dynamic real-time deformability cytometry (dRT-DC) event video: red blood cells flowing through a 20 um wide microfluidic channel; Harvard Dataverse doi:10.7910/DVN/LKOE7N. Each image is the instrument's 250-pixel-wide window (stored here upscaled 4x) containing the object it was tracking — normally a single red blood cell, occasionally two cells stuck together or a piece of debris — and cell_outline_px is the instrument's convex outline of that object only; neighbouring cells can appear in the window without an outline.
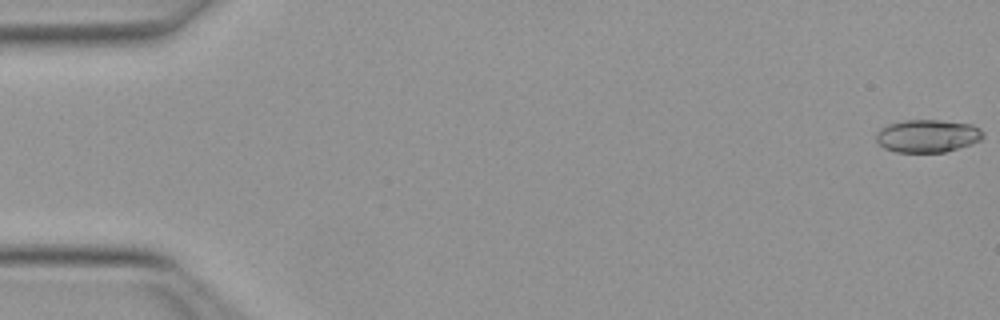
{"species": "Egyptian fruit bat (a non-hibernating species)", "species_latin": "Rousettus aegyptiacus", "temperature_condition": "warm", "stored_images_in_passage": 51, "camera_frame_rate_fps": 3000, "um_per_image_px": 0.085, "animal": {"sex": "female"}, "frame": {"image": 1, "passage_image": 1, "time_ms": 0.0, "image_size_px": [1000, 320], "cell_outline_px": [[984, 136], [980, 140], [972, 144], [944, 152], [896, 152], [884, 148], [876, 140], [876, 132], [880, 128], [888, 124], [904, 120], [940, 120], [972, 124], [980, 128], [984, 132]], "centroid_in_image_um": [78.85, 11.55], "position_along_channel_um": 6.2, "area_um2": 20.58}}
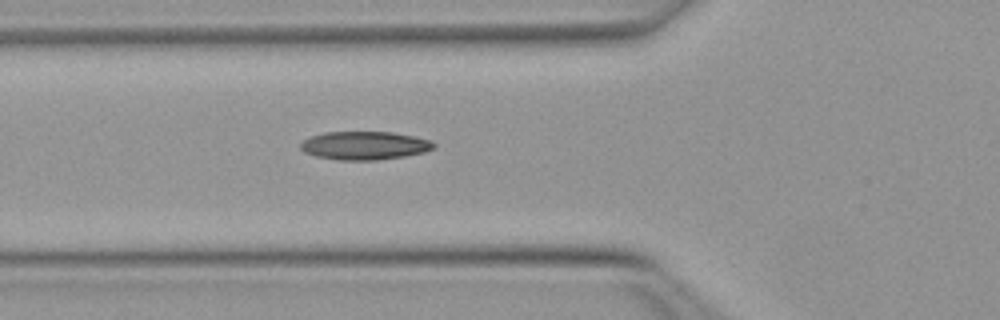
{"frame": {"image": 2, "passage_image": 19, "time_ms": 6.0, "image_size_px": [1000, 320], "cell_outline_px": [[436, 148], [424, 152], [404, 156], [376, 160], [336, 160], [316, 156], [304, 152], [300, 148], [300, 140], [308, 136], [324, 132], [392, 132], [432, 140], [436, 144]], "centroid_in_image_um": [30.95, 12.36], "position_along_channel_um": 94.8, "area_um2": 22.25}}
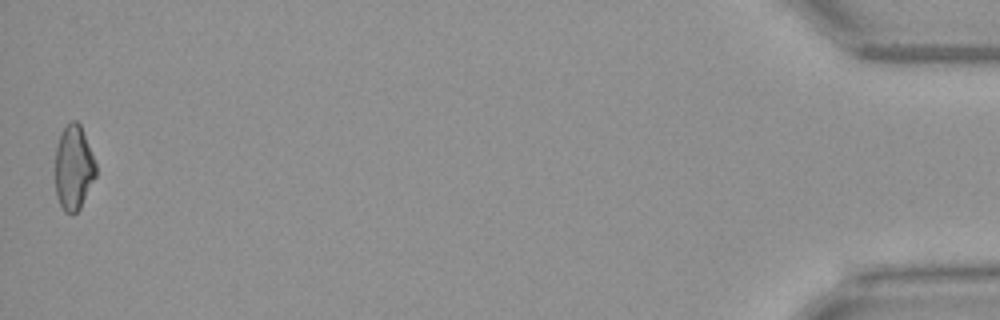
{"frame": {"image": 3, "passage_image": 51, "time_ms": 16.667, "image_size_px": [1000, 320], "cell_outline_px": [[96, 176], [80, 208], [72, 216], [64, 212], [60, 204], [56, 192], [56, 148], [60, 136], [64, 128], [72, 120], [76, 120], [80, 124], [96, 164]], "centroid_in_image_um": [6.26, 14.29], "position_along_channel_um": 428.9, "area_um2": 19.83}, "authors_computed_cell_mechanics": {"area_um2": 20.5768, "velocity_mm_per_s": 4.0367, "shape_relaxation_time_tau1_ms": null, "shape_relaxation_time_tau2_ms": 3.1291, "deformation_change_tau1": null, "deformation_change_tau2": 0.1017}}